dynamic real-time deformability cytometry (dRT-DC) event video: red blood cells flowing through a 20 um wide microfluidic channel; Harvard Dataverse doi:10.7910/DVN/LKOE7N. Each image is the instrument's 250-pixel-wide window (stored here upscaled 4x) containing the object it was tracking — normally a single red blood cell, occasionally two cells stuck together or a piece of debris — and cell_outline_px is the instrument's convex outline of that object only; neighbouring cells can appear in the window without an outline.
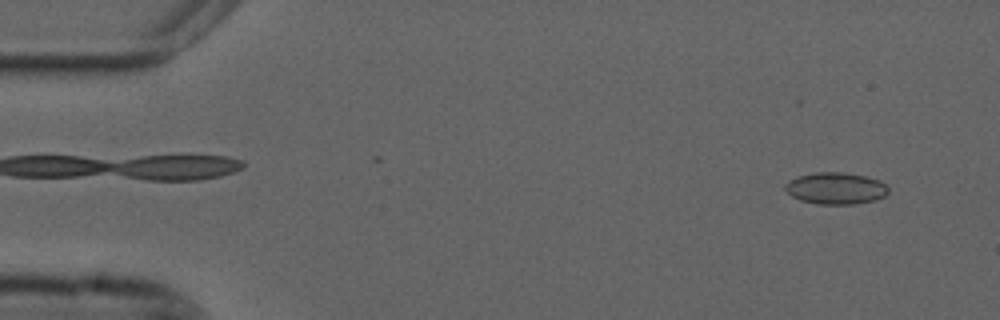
{"species": "common noctule bat (a hibernating species)", "species_latin": "Nyctalus noctula", "temperature_condition": "cold", "stored_images_in_passage": 54, "camera_frame_rate_fps": 3000, "um_per_image_px": 0.085, "animal": {"sex": "male", "forearm_length_mm": 52.5}, "frame": {"image": 1, "passage_image": 3, "time_ms": 0.667, "image_size_px": [1000, 320], "cell_outline_px": [[888, 192], [884, 196], [876, 200], [856, 204], [816, 204], [800, 200], [792, 196], [784, 188], [784, 184], [788, 180], [796, 176], [816, 172], [844, 172], [864, 176], [880, 180], [888, 188]], "centroid_in_image_um": [71.01, 16.0], "position_along_channel_um": 14.0, "area_um2": 19.25}}
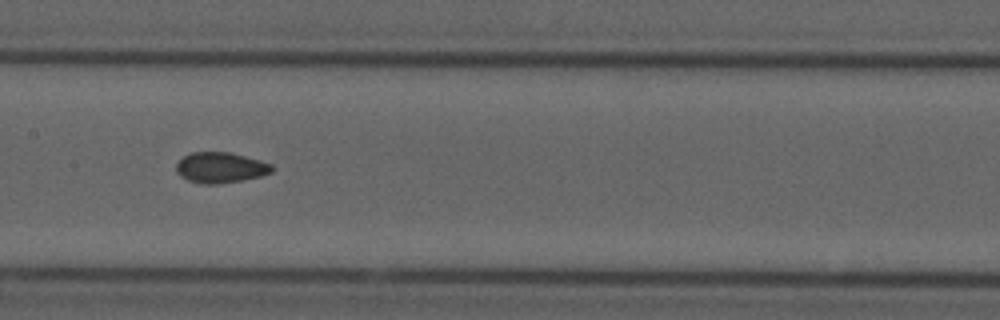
{"frame": {"image": 2, "passage_image": 26, "time_ms": 8.333, "image_size_px": [1000, 320], "cell_outline_px": [[272, 172], [260, 176], [244, 180], [216, 184], [200, 184], [188, 180], [180, 176], [176, 172], [176, 164], [184, 156], [192, 152], [228, 152], [260, 160], [272, 164]], "centroid_in_image_um": [18.72, 14.25], "position_along_channel_um": 188.7, "area_um2": 17.05}}
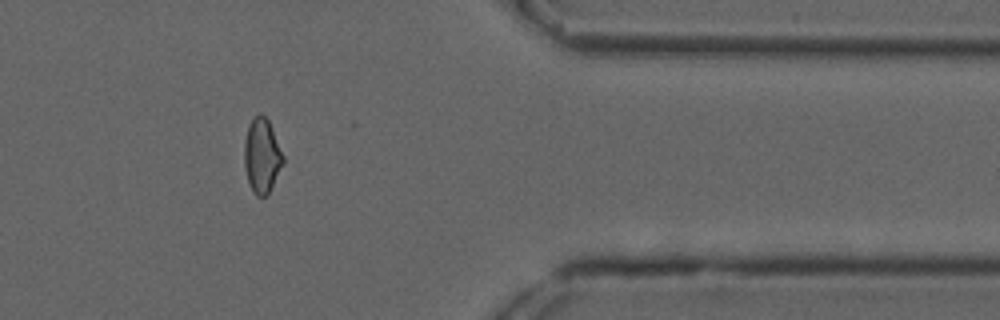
{"frame": {"image": 3, "passage_image": 44, "time_ms": 14.333, "image_size_px": [1000, 320], "cell_outline_px": [[284, 164], [268, 192], [264, 196], [256, 196], [252, 192], [244, 168], [244, 144], [248, 128], [252, 120], [260, 112], [268, 120], [284, 156]], "centroid_in_image_um": [22.26, 13.26], "position_along_channel_um": 389.1, "area_um2": 16.65}, "authors_computed_cell_mechanics": {"area_um2": 17.3111, "velocity_mm_per_s": 3.7054, "shape_relaxation_time_tau1_ms": null, "shape_relaxation_time_tau2_ms": 3.8789, "deformation_change_tau1": null, "deformation_change_tau2": 0.0745}}